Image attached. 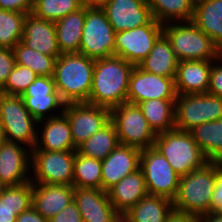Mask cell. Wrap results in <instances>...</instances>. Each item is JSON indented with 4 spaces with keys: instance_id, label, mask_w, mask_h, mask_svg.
<instances>
[{
    "instance_id": "1",
    "label": "cell",
    "mask_w": 222,
    "mask_h": 222,
    "mask_svg": "<svg viewBox=\"0 0 222 222\" xmlns=\"http://www.w3.org/2000/svg\"><path fill=\"white\" fill-rule=\"evenodd\" d=\"M133 68V64L117 56L95 60L92 87L86 103L109 110L125 103Z\"/></svg>"
},
{
    "instance_id": "2",
    "label": "cell",
    "mask_w": 222,
    "mask_h": 222,
    "mask_svg": "<svg viewBox=\"0 0 222 222\" xmlns=\"http://www.w3.org/2000/svg\"><path fill=\"white\" fill-rule=\"evenodd\" d=\"M95 60L80 53H62L55 62L53 80L64 103L87 102Z\"/></svg>"
},
{
    "instance_id": "3",
    "label": "cell",
    "mask_w": 222,
    "mask_h": 222,
    "mask_svg": "<svg viewBox=\"0 0 222 222\" xmlns=\"http://www.w3.org/2000/svg\"><path fill=\"white\" fill-rule=\"evenodd\" d=\"M221 164L207 162L203 167L180 176L178 191L172 200L173 209L198 216L212 212V196Z\"/></svg>"
},
{
    "instance_id": "4",
    "label": "cell",
    "mask_w": 222,
    "mask_h": 222,
    "mask_svg": "<svg viewBox=\"0 0 222 222\" xmlns=\"http://www.w3.org/2000/svg\"><path fill=\"white\" fill-rule=\"evenodd\" d=\"M163 34L170 41L179 62L215 61L222 55L220 48L192 21L163 24Z\"/></svg>"
},
{
    "instance_id": "5",
    "label": "cell",
    "mask_w": 222,
    "mask_h": 222,
    "mask_svg": "<svg viewBox=\"0 0 222 222\" xmlns=\"http://www.w3.org/2000/svg\"><path fill=\"white\" fill-rule=\"evenodd\" d=\"M154 146L180 176L203 167L207 158L188 131L173 129L157 134Z\"/></svg>"
},
{
    "instance_id": "6",
    "label": "cell",
    "mask_w": 222,
    "mask_h": 222,
    "mask_svg": "<svg viewBox=\"0 0 222 222\" xmlns=\"http://www.w3.org/2000/svg\"><path fill=\"white\" fill-rule=\"evenodd\" d=\"M0 121L7 141L23 144L31 150L35 147L38 121L26 108L22 96L0 92Z\"/></svg>"
},
{
    "instance_id": "7",
    "label": "cell",
    "mask_w": 222,
    "mask_h": 222,
    "mask_svg": "<svg viewBox=\"0 0 222 222\" xmlns=\"http://www.w3.org/2000/svg\"><path fill=\"white\" fill-rule=\"evenodd\" d=\"M115 33L100 6L86 5L79 53L94 60L115 56Z\"/></svg>"
},
{
    "instance_id": "8",
    "label": "cell",
    "mask_w": 222,
    "mask_h": 222,
    "mask_svg": "<svg viewBox=\"0 0 222 222\" xmlns=\"http://www.w3.org/2000/svg\"><path fill=\"white\" fill-rule=\"evenodd\" d=\"M110 120L114 123L119 144L140 150L154 146L157 134L136 104L128 102L110 110Z\"/></svg>"
},
{
    "instance_id": "9",
    "label": "cell",
    "mask_w": 222,
    "mask_h": 222,
    "mask_svg": "<svg viewBox=\"0 0 222 222\" xmlns=\"http://www.w3.org/2000/svg\"><path fill=\"white\" fill-rule=\"evenodd\" d=\"M175 128L190 131L205 122L222 119V98L210 93L177 95Z\"/></svg>"
},
{
    "instance_id": "10",
    "label": "cell",
    "mask_w": 222,
    "mask_h": 222,
    "mask_svg": "<svg viewBox=\"0 0 222 222\" xmlns=\"http://www.w3.org/2000/svg\"><path fill=\"white\" fill-rule=\"evenodd\" d=\"M76 151L31 150V182L73 186Z\"/></svg>"
},
{
    "instance_id": "11",
    "label": "cell",
    "mask_w": 222,
    "mask_h": 222,
    "mask_svg": "<svg viewBox=\"0 0 222 222\" xmlns=\"http://www.w3.org/2000/svg\"><path fill=\"white\" fill-rule=\"evenodd\" d=\"M140 168L144 173L148 194L162 196L171 201L175 198L180 175L155 146L141 151Z\"/></svg>"
},
{
    "instance_id": "12",
    "label": "cell",
    "mask_w": 222,
    "mask_h": 222,
    "mask_svg": "<svg viewBox=\"0 0 222 222\" xmlns=\"http://www.w3.org/2000/svg\"><path fill=\"white\" fill-rule=\"evenodd\" d=\"M163 34V25L154 18L146 25L115 33V56L138 66Z\"/></svg>"
},
{
    "instance_id": "13",
    "label": "cell",
    "mask_w": 222,
    "mask_h": 222,
    "mask_svg": "<svg viewBox=\"0 0 222 222\" xmlns=\"http://www.w3.org/2000/svg\"><path fill=\"white\" fill-rule=\"evenodd\" d=\"M62 112L69 120L76 148L110 121V110L108 108L86 102L64 103Z\"/></svg>"
},
{
    "instance_id": "14",
    "label": "cell",
    "mask_w": 222,
    "mask_h": 222,
    "mask_svg": "<svg viewBox=\"0 0 222 222\" xmlns=\"http://www.w3.org/2000/svg\"><path fill=\"white\" fill-rule=\"evenodd\" d=\"M176 97L173 78L156 75L134 66L129 77L126 102L137 105L150 99H176Z\"/></svg>"
},
{
    "instance_id": "15",
    "label": "cell",
    "mask_w": 222,
    "mask_h": 222,
    "mask_svg": "<svg viewBox=\"0 0 222 222\" xmlns=\"http://www.w3.org/2000/svg\"><path fill=\"white\" fill-rule=\"evenodd\" d=\"M100 7L115 32L144 26L153 19L148 0H105Z\"/></svg>"
},
{
    "instance_id": "16",
    "label": "cell",
    "mask_w": 222,
    "mask_h": 222,
    "mask_svg": "<svg viewBox=\"0 0 222 222\" xmlns=\"http://www.w3.org/2000/svg\"><path fill=\"white\" fill-rule=\"evenodd\" d=\"M22 98L26 108L37 121L57 116V113L55 114L53 111L60 110V108L62 110L64 107V102L56 91L53 77L37 76L35 81L28 86Z\"/></svg>"
},
{
    "instance_id": "17",
    "label": "cell",
    "mask_w": 222,
    "mask_h": 222,
    "mask_svg": "<svg viewBox=\"0 0 222 222\" xmlns=\"http://www.w3.org/2000/svg\"><path fill=\"white\" fill-rule=\"evenodd\" d=\"M16 142L5 141L0 146V181L6 186L31 181V149Z\"/></svg>"
},
{
    "instance_id": "18",
    "label": "cell",
    "mask_w": 222,
    "mask_h": 222,
    "mask_svg": "<svg viewBox=\"0 0 222 222\" xmlns=\"http://www.w3.org/2000/svg\"><path fill=\"white\" fill-rule=\"evenodd\" d=\"M140 149L119 144L102 162V189L108 191L140 168Z\"/></svg>"
},
{
    "instance_id": "19",
    "label": "cell",
    "mask_w": 222,
    "mask_h": 222,
    "mask_svg": "<svg viewBox=\"0 0 222 222\" xmlns=\"http://www.w3.org/2000/svg\"><path fill=\"white\" fill-rule=\"evenodd\" d=\"M21 42L44 55L58 58L62 54L58 47L55 22L40 19L32 13L25 17Z\"/></svg>"
},
{
    "instance_id": "20",
    "label": "cell",
    "mask_w": 222,
    "mask_h": 222,
    "mask_svg": "<svg viewBox=\"0 0 222 222\" xmlns=\"http://www.w3.org/2000/svg\"><path fill=\"white\" fill-rule=\"evenodd\" d=\"M74 201L83 222H113L118 214L103 189L74 187Z\"/></svg>"
},
{
    "instance_id": "21",
    "label": "cell",
    "mask_w": 222,
    "mask_h": 222,
    "mask_svg": "<svg viewBox=\"0 0 222 222\" xmlns=\"http://www.w3.org/2000/svg\"><path fill=\"white\" fill-rule=\"evenodd\" d=\"M61 114L38 121L43 123L40 135L37 134L36 145L32 150L44 151H72L74 146L69 120L60 110Z\"/></svg>"
},
{
    "instance_id": "22",
    "label": "cell",
    "mask_w": 222,
    "mask_h": 222,
    "mask_svg": "<svg viewBox=\"0 0 222 222\" xmlns=\"http://www.w3.org/2000/svg\"><path fill=\"white\" fill-rule=\"evenodd\" d=\"M74 200V186L32 183V207L48 220Z\"/></svg>"
},
{
    "instance_id": "23",
    "label": "cell",
    "mask_w": 222,
    "mask_h": 222,
    "mask_svg": "<svg viewBox=\"0 0 222 222\" xmlns=\"http://www.w3.org/2000/svg\"><path fill=\"white\" fill-rule=\"evenodd\" d=\"M212 62L210 60L179 62L174 79L176 94L208 93Z\"/></svg>"
},
{
    "instance_id": "24",
    "label": "cell",
    "mask_w": 222,
    "mask_h": 222,
    "mask_svg": "<svg viewBox=\"0 0 222 222\" xmlns=\"http://www.w3.org/2000/svg\"><path fill=\"white\" fill-rule=\"evenodd\" d=\"M108 197L118 213H127L143 197L148 195L141 168L121 179L108 191Z\"/></svg>"
},
{
    "instance_id": "25",
    "label": "cell",
    "mask_w": 222,
    "mask_h": 222,
    "mask_svg": "<svg viewBox=\"0 0 222 222\" xmlns=\"http://www.w3.org/2000/svg\"><path fill=\"white\" fill-rule=\"evenodd\" d=\"M191 21L222 51V0H195Z\"/></svg>"
},
{
    "instance_id": "26",
    "label": "cell",
    "mask_w": 222,
    "mask_h": 222,
    "mask_svg": "<svg viewBox=\"0 0 222 222\" xmlns=\"http://www.w3.org/2000/svg\"><path fill=\"white\" fill-rule=\"evenodd\" d=\"M178 64L179 60L170 41L162 34L138 67L156 75L175 79Z\"/></svg>"
},
{
    "instance_id": "27",
    "label": "cell",
    "mask_w": 222,
    "mask_h": 222,
    "mask_svg": "<svg viewBox=\"0 0 222 222\" xmlns=\"http://www.w3.org/2000/svg\"><path fill=\"white\" fill-rule=\"evenodd\" d=\"M86 5L55 21L56 37L61 53H79Z\"/></svg>"
},
{
    "instance_id": "28",
    "label": "cell",
    "mask_w": 222,
    "mask_h": 222,
    "mask_svg": "<svg viewBox=\"0 0 222 222\" xmlns=\"http://www.w3.org/2000/svg\"><path fill=\"white\" fill-rule=\"evenodd\" d=\"M32 206V182L6 186L0 195V222H16Z\"/></svg>"
},
{
    "instance_id": "29",
    "label": "cell",
    "mask_w": 222,
    "mask_h": 222,
    "mask_svg": "<svg viewBox=\"0 0 222 222\" xmlns=\"http://www.w3.org/2000/svg\"><path fill=\"white\" fill-rule=\"evenodd\" d=\"M176 99H150L138 103L149 126L156 134L175 129Z\"/></svg>"
},
{
    "instance_id": "30",
    "label": "cell",
    "mask_w": 222,
    "mask_h": 222,
    "mask_svg": "<svg viewBox=\"0 0 222 222\" xmlns=\"http://www.w3.org/2000/svg\"><path fill=\"white\" fill-rule=\"evenodd\" d=\"M189 132L208 162L222 163V119L202 123Z\"/></svg>"
},
{
    "instance_id": "31",
    "label": "cell",
    "mask_w": 222,
    "mask_h": 222,
    "mask_svg": "<svg viewBox=\"0 0 222 222\" xmlns=\"http://www.w3.org/2000/svg\"><path fill=\"white\" fill-rule=\"evenodd\" d=\"M152 17L162 25L191 21L195 0H148Z\"/></svg>"
},
{
    "instance_id": "32",
    "label": "cell",
    "mask_w": 222,
    "mask_h": 222,
    "mask_svg": "<svg viewBox=\"0 0 222 222\" xmlns=\"http://www.w3.org/2000/svg\"><path fill=\"white\" fill-rule=\"evenodd\" d=\"M172 209L173 203L170 199L148 194L131 208L127 215L133 222H165Z\"/></svg>"
},
{
    "instance_id": "33",
    "label": "cell",
    "mask_w": 222,
    "mask_h": 222,
    "mask_svg": "<svg viewBox=\"0 0 222 222\" xmlns=\"http://www.w3.org/2000/svg\"><path fill=\"white\" fill-rule=\"evenodd\" d=\"M119 145L114 123L110 120L98 132L81 144L77 151L84 156L105 159Z\"/></svg>"
},
{
    "instance_id": "34",
    "label": "cell",
    "mask_w": 222,
    "mask_h": 222,
    "mask_svg": "<svg viewBox=\"0 0 222 222\" xmlns=\"http://www.w3.org/2000/svg\"><path fill=\"white\" fill-rule=\"evenodd\" d=\"M73 186L102 189V162L76 151L73 168Z\"/></svg>"
},
{
    "instance_id": "35",
    "label": "cell",
    "mask_w": 222,
    "mask_h": 222,
    "mask_svg": "<svg viewBox=\"0 0 222 222\" xmlns=\"http://www.w3.org/2000/svg\"><path fill=\"white\" fill-rule=\"evenodd\" d=\"M13 50L16 64L29 67L38 76L53 77L57 58L44 55L36 50L28 48L22 42H19Z\"/></svg>"
},
{
    "instance_id": "36",
    "label": "cell",
    "mask_w": 222,
    "mask_h": 222,
    "mask_svg": "<svg viewBox=\"0 0 222 222\" xmlns=\"http://www.w3.org/2000/svg\"><path fill=\"white\" fill-rule=\"evenodd\" d=\"M27 13L0 9V47L13 49L23 37Z\"/></svg>"
},
{
    "instance_id": "37",
    "label": "cell",
    "mask_w": 222,
    "mask_h": 222,
    "mask_svg": "<svg viewBox=\"0 0 222 222\" xmlns=\"http://www.w3.org/2000/svg\"><path fill=\"white\" fill-rule=\"evenodd\" d=\"M83 5L81 0H34L31 13L40 19L55 22Z\"/></svg>"
},
{
    "instance_id": "38",
    "label": "cell",
    "mask_w": 222,
    "mask_h": 222,
    "mask_svg": "<svg viewBox=\"0 0 222 222\" xmlns=\"http://www.w3.org/2000/svg\"><path fill=\"white\" fill-rule=\"evenodd\" d=\"M37 76L29 67L16 64L0 92L7 95L22 96Z\"/></svg>"
},
{
    "instance_id": "39",
    "label": "cell",
    "mask_w": 222,
    "mask_h": 222,
    "mask_svg": "<svg viewBox=\"0 0 222 222\" xmlns=\"http://www.w3.org/2000/svg\"><path fill=\"white\" fill-rule=\"evenodd\" d=\"M16 65L14 50L0 47V90L5 86L10 73Z\"/></svg>"
},
{
    "instance_id": "40",
    "label": "cell",
    "mask_w": 222,
    "mask_h": 222,
    "mask_svg": "<svg viewBox=\"0 0 222 222\" xmlns=\"http://www.w3.org/2000/svg\"><path fill=\"white\" fill-rule=\"evenodd\" d=\"M219 60L222 61V55L212 62L208 93L222 98V64L219 65Z\"/></svg>"
},
{
    "instance_id": "41",
    "label": "cell",
    "mask_w": 222,
    "mask_h": 222,
    "mask_svg": "<svg viewBox=\"0 0 222 222\" xmlns=\"http://www.w3.org/2000/svg\"><path fill=\"white\" fill-rule=\"evenodd\" d=\"M48 222H83V219L76 202L73 200L58 214L51 217Z\"/></svg>"
},
{
    "instance_id": "42",
    "label": "cell",
    "mask_w": 222,
    "mask_h": 222,
    "mask_svg": "<svg viewBox=\"0 0 222 222\" xmlns=\"http://www.w3.org/2000/svg\"><path fill=\"white\" fill-rule=\"evenodd\" d=\"M34 0H0V9L7 11H17L31 13Z\"/></svg>"
},
{
    "instance_id": "43",
    "label": "cell",
    "mask_w": 222,
    "mask_h": 222,
    "mask_svg": "<svg viewBox=\"0 0 222 222\" xmlns=\"http://www.w3.org/2000/svg\"><path fill=\"white\" fill-rule=\"evenodd\" d=\"M212 213L222 215V164L218 167L216 185L212 196Z\"/></svg>"
},
{
    "instance_id": "44",
    "label": "cell",
    "mask_w": 222,
    "mask_h": 222,
    "mask_svg": "<svg viewBox=\"0 0 222 222\" xmlns=\"http://www.w3.org/2000/svg\"><path fill=\"white\" fill-rule=\"evenodd\" d=\"M198 220V215L172 209V211L167 215L165 222H198Z\"/></svg>"
},
{
    "instance_id": "45",
    "label": "cell",
    "mask_w": 222,
    "mask_h": 222,
    "mask_svg": "<svg viewBox=\"0 0 222 222\" xmlns=\"http://www.w3.org/2000/svg\"><path fill=\"white\" fill-rule=\"evenodd\" d=\"M16 222H48V219L43 217L31 206L28 210L17 216Z\"/></svg>"
},
{
    "instance_id": "46",
    "label": "cell",
    "mask_w": 222,
    "mask_h": 222,
    "mask_svg": "<svg viewBox=\"0 0 222 222\" xmlns=\"http://www.w3.org/2000/svg\"><path fill=\"white\" fill-rule=\"evenodd\" d=\"M198 222H222V215L215 213H206L199 216Z\"/></svg>"
},
{
    "instance_id": "47",
    "label": "cell",
    "mask_w": 222,
    "mask_h": 222,
    "mask_svg": "<svg viewBox=\"0 0 222 222\" xmlns=\"http://www.w3.org/2000/svg\"><path fill=\"white\" fill-rule=\"evenodd\" d=\"M113 222H133L132 219L127 215V213H118Z\"/></svg>"
},
{
    "instance_id": "48",
    "label": "cell",
    "mask_w": 222,
    "mask_h": 222,
    "mask_svg": "<svg viewBox=\"0 0 222 222\" xmlns=\"http://www.w3.org/2000/svg\"><path fill=\"white\" fill-rule=\"evenodd\" d=\"M84 5H98L100 6L105 0H81Z\"/></svg>"
},
{
    "instance_id": "49",
    "label": "cell",
    "mask_w": 222,
    "mask_h": 222,
    "mask_svg": "<svg viewBox=\"0 0 222 222\" xmlns=\"http://www.w3.org/2000/svg\"><path fill=\"white\" fill-rule=\"evenodd\" d=\"M6 141L4 127L0 121V146Z\"/></svg>"
},
{
    "instance_id": "50",
    "label": "cell",
    "mask_w": 222,
    "mask_h": 222,
    "mask_svg": "<svg viewBox=\"0 0 222 222\" xmlns=\"http://www.w3.org/2000/svg\"><path fill=\"white\" fill-rule=\"evenodd\" d=\"M4 188H5V185L0 181V195L3 192Z\"/></svg>"
}]
</instances>
